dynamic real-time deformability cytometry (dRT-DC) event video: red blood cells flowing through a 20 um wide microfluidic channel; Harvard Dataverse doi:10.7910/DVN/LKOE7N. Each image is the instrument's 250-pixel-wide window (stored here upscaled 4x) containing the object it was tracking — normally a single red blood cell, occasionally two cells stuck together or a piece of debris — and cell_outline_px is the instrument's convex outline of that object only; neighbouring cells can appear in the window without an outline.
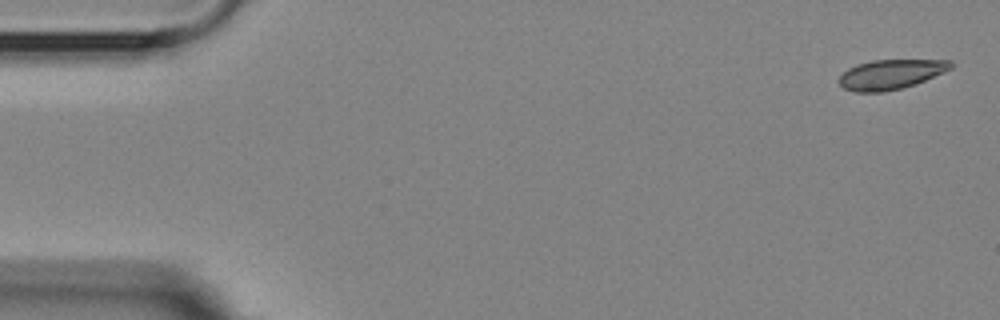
{"species": "Egyptian fruit bat (a non-hibernating species)", "species_latin": "Rousettus aegyptiacus", "temperature_condition": "room temperature", "stored_images_in_passage": 7, "camera_frame_rate_fps": 3000, "um_per_image_px": 0.085, "animal": {"sex": "female"}, "frame": {"image": 1, "passage_image": 1, "time_ms": 0.0, "image_size_px": [1000, 320], "cell_outline_px": [[956, 64], [952, 68], [944, 72], [916, 84], [884, 92], [856, 92], [844, 88], [836, 80], [848, 68], [856, 64], [872, 60], [952, 60]], "centroid_in_image_um": [75.73, 6.31], "position_along_channel_um": 9.3, "area_um2": 19.48}}
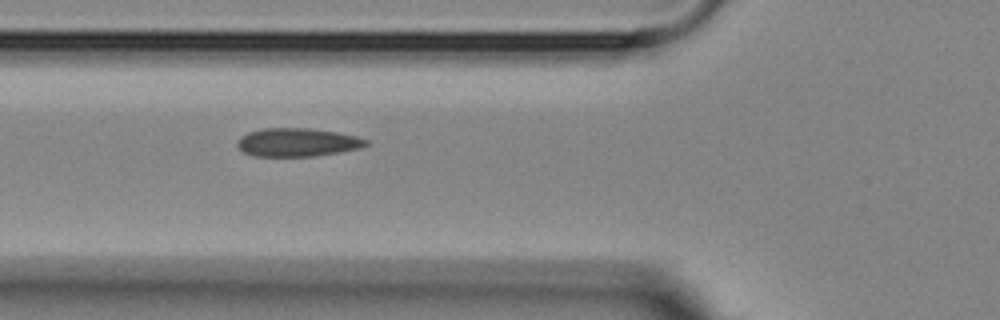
{"frame": {"image": 2, "passage_image": 6, "time_ms": 6.0, "image_size_px": [1000, 320], "cell_outline_px": [[368, 144], [360, 148], [312, 156], [256, 156], [244, 152], [236, 144], [240, 136], [248, 132], [264, 128], [308, 128], [336, 132], [356, 136], [368, 140]], "centroid_in_image_um": [25.25, 12.09], "position_along_channel_um": 100.5, "area_um2": 21.04}}
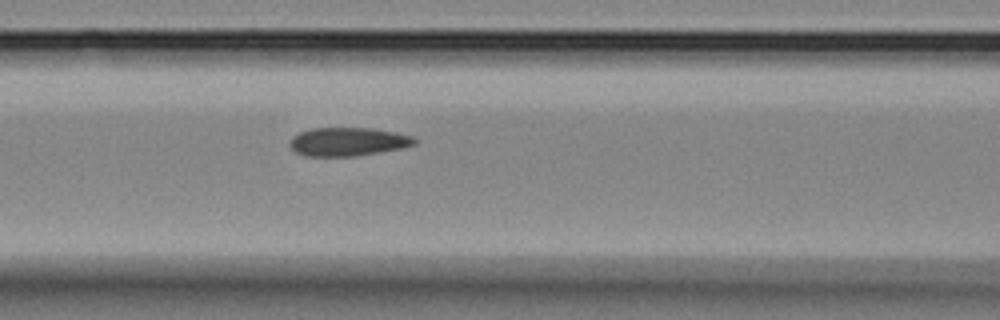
{"frame": {"image": 3, "passage_image": 7, "time_ms": 7.0, "image_size_px": [1000, 320], "cell_outline_px": [[416, 144], [400, 148], [380, 152], [356, 156], [304, 156], [296, 152], [288, 144], [288, 140], [292, 136], [300, 132], [312, 128], [372, 128], [396, 132], [412, 136], [416, 140]], "centroid_in_image_um": [29.54, 12.04], "position_along_channel_um": 137.1, "area_um2": 20.81}}